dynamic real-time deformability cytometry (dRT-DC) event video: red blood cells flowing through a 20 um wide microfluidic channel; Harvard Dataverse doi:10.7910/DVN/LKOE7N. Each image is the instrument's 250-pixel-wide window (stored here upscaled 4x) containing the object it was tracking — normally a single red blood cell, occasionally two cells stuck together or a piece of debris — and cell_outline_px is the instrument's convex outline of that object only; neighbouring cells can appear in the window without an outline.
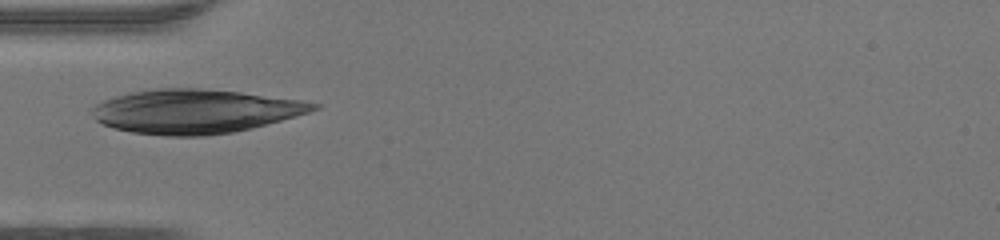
{"species": "human", "species_latin": "Homo sapiens", "temperature_condition": "warm", "stored_images_in_passage": 6, "camera_frame_rate_fps": 3000, "um_per_image_px": 0.085, "donor": {"sex": "female"}, "frame": {"image": 1, "passage_image": 1, "time_ms": 0.0, "image_size_px": [1000, 240], "cell_outline_px": [[320, 108], [308, 112], [252, 128], [232, 132], [204, 136], [168, 136], [132, 132], [112, 128], [96, 120], [92, 112], [92, 108], [96, 104], [104, 100], [116, 96], [132, 92], [156, 88], [200, 88], [240, 92], [300, 100], [320, 104]], "centroid_in_image_um": [16.56, 9.46], "position_along_channel_um": 68.4, "area_um2": 56.41}}
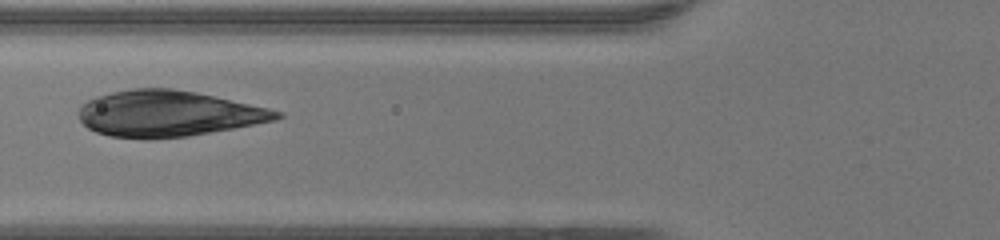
{"frame": {"image": 2, "passage_image": 4, "time_ms": 1.0, "image_size_px": [1000, 240], "cell_outline_px": [[284, 116], [276, 120], [188, 136], [152, 140], [144, 140], [108, 136], [96, 132], [88, 128], [80, 120], [76, 112], [88, 100], [96, 96], [112, 92], [132, 88], [172, 88], [196, 92], [268, 108], [284, 112]], "centroid_in_image_um": [14.25, 9.67], "position_along_channel_um": 111.6, "area_um2": 53.23}}